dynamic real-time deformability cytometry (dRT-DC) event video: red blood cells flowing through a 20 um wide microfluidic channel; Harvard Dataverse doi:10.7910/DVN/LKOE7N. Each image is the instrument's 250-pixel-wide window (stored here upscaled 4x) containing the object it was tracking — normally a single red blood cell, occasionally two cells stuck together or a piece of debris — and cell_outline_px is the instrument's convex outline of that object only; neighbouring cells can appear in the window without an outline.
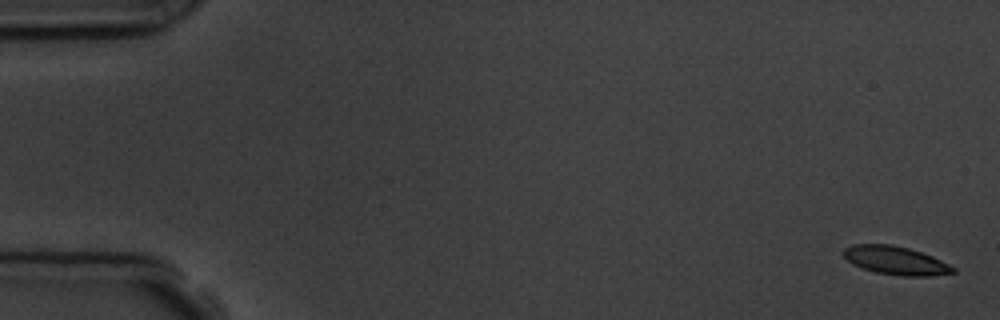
{"species": "common noctule bat (a hibernating species)", "species_latin": "Nyctalus noctula", "temperature_condition": "room temperature", "stored_images_in_passage": 8, "camera_frame_rate_fps": 3000, "um_per_image_px": 0.085, "animal": {"sex": "male", "body_mass_g": 19.5, "forearm_length_mm": 54.6}, "frame": {"image": 1, "passage_image": 1, "time_ms": 0.0, "image_size_px": [1000, 320], "cell_outline_px": [[956, 272], [932, 276], [900, 276], [876, 272], [852, 264], [844, 256], [844, 248], [852, 244], [892, 244], [908, 248], [932, 256], [956, 268]], "centroid_in_image_um": [76.14, 22.14], "position_along_channel_um": 8.9, "area_um2": 18.03}}
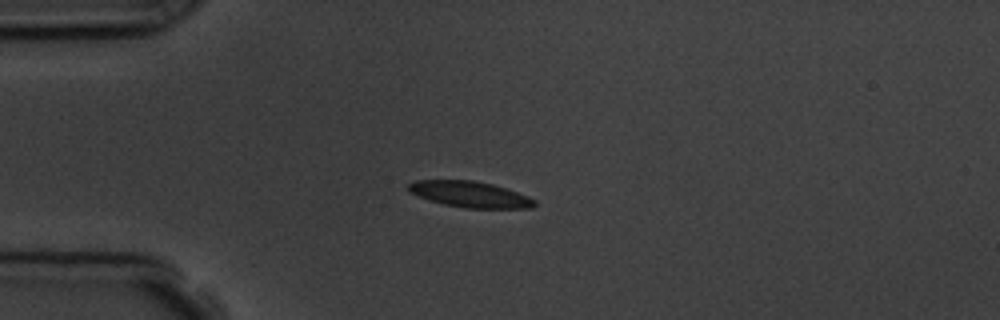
{"frame": {"image": 2, "passage_image": 5, "time_ms": 4.333, "image_size_px": [1000, 320], "cell_outline_px": [[536, 204], [532, 208], [464, 208], [444, 204], [428, 200], [408, 192], [408, 184], [416, 180], [472, 180], [492, 184], [528, 196], [536, 200]], "centroid_in_image_um": [39.92, 16.52], "position_along_channel_um": 45.1, "area_um2": 19.07}}